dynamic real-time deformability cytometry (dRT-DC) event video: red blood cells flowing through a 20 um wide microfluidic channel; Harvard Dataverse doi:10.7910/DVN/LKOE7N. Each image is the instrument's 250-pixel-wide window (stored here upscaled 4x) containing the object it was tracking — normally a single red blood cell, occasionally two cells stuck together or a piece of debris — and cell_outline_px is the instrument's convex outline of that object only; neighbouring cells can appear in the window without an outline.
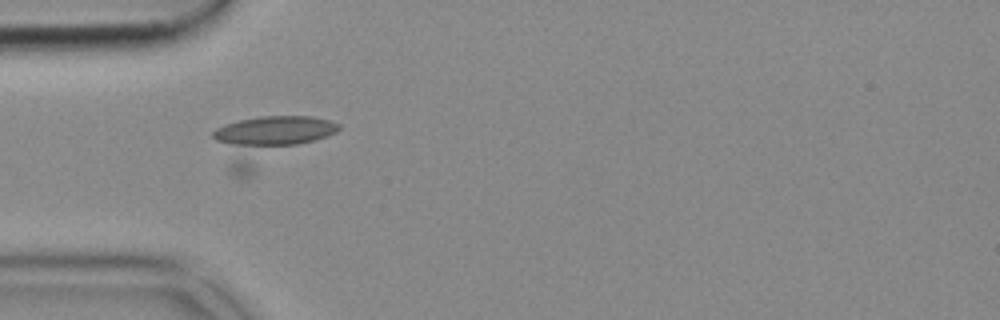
{"species": "common noctule bat (a hibernating species)", "species_latin": "Nyctalus noctula", "temperature_condition": "cold", "stored_images_in_passage": 36, "camera_frame_rate_fps": 3000, "um_per_image_px": 0.085, "animal": {"sex": "female", "body_mass_g": 18.4}, "frame": {"image": 1, "passage_image": 21, "time_ms": 6.667, "image_size_px": [1000, 320], "cell_outline_px": [[340, 128], [336, 132], [248, 176], [236, 176], [228, 172], [212, 136], [212, 132], [216, 128], [240, 120], [260, 116], [312, 116], [328, 120], [340, 124]], "centroid_in_image_um": [22.73, 11.93], "position_along_channel_um": 62.3, "area_um2": 34.68}}